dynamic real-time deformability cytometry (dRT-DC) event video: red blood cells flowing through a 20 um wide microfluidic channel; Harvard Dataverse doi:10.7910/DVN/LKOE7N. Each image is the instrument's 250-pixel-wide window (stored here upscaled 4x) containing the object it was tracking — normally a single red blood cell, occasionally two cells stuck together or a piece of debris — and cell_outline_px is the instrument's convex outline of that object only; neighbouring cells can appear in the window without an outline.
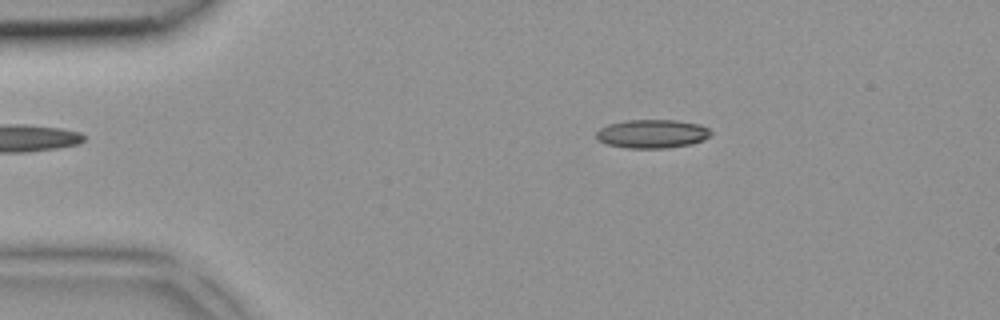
{"species": "common noctule bat (a hibernating species)", "species_latin": "Nyctalus noctula", "temperature_condition": "room temperature", "stored_images_in_passage": 2, "camera_frame_rate_fps": 3000, "um_per_image_px": 0.085, "animal": {"sex": "female", "body_mass_g": 18.4}, "frame": {"image": 1, "passage_image": 1, "time_ms": 0.0, "image_size_px": [1000, 320], "cell_outline_px": [[712, 132], [704, 140], [692, 144], [664, 148], [624, 148], [608, 144], [596, 140], [596, 132], [600, 128], [608, 124], [624, 120], [676, 120], [700, 124], [708, 128]], "centroid_in_image_um": [55.42, 11.37], "position_along_channel_um": 29.6, "area_um2": 19.25}}